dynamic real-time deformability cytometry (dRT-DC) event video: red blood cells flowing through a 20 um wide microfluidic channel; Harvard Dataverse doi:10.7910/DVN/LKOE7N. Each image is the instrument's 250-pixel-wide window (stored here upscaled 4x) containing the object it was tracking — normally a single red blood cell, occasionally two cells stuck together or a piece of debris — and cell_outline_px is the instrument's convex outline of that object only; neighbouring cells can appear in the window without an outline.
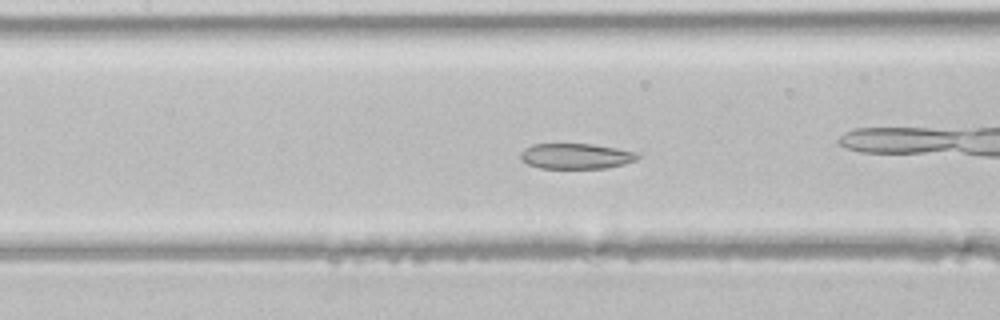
{"species": "common noctule bat (a hibernating species)", "species_latin": "Nyctalus noctula", "temperature_condition": "room temperature", "stored_images_in_passage": 44, "camera_frame_rate_fps": 3000, "um_per_image_px": 0.085, "animal": {"sex": "male", "body_mass_g": 21.5, "forearm_length_mm": 52.0}, "frame": {"image": 1, "passage_image": 19, "time_ms": 6.0, "image_size_px": [1000, 320], "cell_outline_px": [[640, 156], [636, 160], [624, 164], [608, 168], [540, 168], [528, 164], [520, 156], [520, 152], [524, 148], [532, 144], [592, 144], [616, 148], [636, 152]], "centroid_in_image_um": [48.96, 13.27], "position_along_channel_um": 158.4, "area_um2": 17.34}}